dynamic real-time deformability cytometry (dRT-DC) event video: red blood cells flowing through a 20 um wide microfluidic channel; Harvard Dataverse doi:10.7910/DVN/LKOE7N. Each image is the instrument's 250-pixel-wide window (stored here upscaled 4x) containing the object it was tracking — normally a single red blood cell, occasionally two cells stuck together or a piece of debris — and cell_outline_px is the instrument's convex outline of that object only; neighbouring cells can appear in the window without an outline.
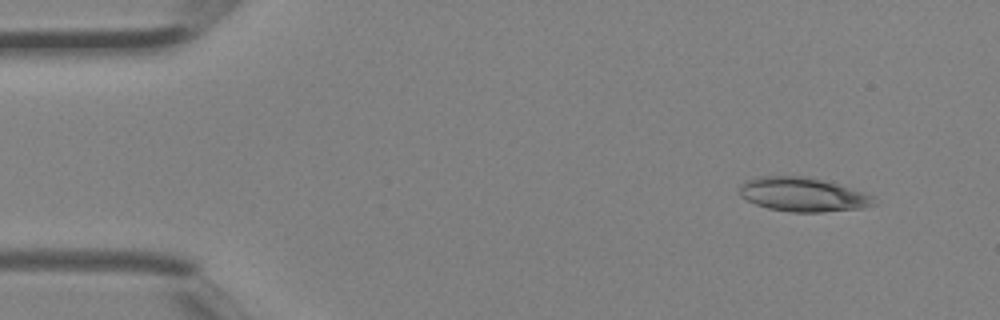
{"species": "Egyptian fruit bat (a non-hibernating species)", "species_latin": "Rousettus aegyptiacus", "temperature_condition": "room temperature", "stored_images_in_passage": 4, "segment_of_instrument_passage": [2, 2], "camera_frame_rate_fps": 3000, "um_per_image_px": 0.085, "animal": {"sex": "female"}, "frame": {"image": 1, "passage_image": 4, "time_ms": 1.0, "image_size_px": [1000, 320], "cell_outline_px": [[880, 204], [864, 208], [820, 212], [792, 212], [768, 208], [756, 204], [740, 196], [740, 184], [748, 180], [760, 176], [804, 176], [836, 184], [872, 196]], "centroid_in_image_um": [68.25, 16.55], "position_along_channel_um": 16.8, "area_um2": 26.36}}